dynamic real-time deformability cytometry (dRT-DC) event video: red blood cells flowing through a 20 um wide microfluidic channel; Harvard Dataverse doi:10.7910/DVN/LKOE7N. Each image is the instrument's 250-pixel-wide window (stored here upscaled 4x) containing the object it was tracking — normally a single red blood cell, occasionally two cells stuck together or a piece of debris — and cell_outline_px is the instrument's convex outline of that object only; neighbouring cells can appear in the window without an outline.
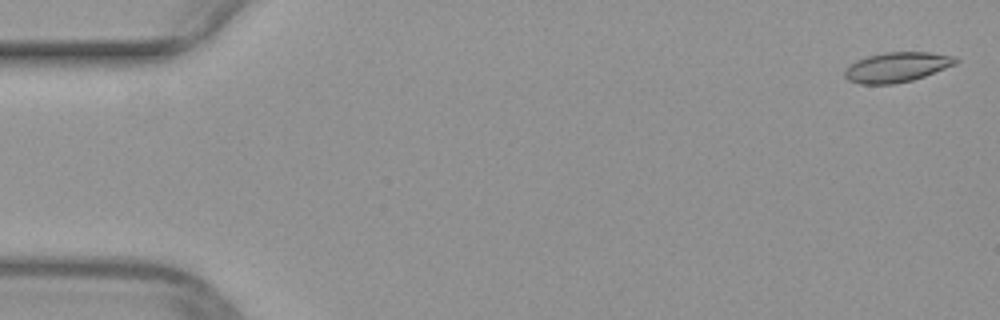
{"species": "common noctule bat (a hibernating species)", "species_latin": "Nyctalus noctula", "temperature_condition": "warm", "stored_images_in_passage": 9, "camera_frame_rate_fps": 3000, "um_per_image_px": 0.085, "animal": {"sex": "female", "body_mass_g": 29.2, "forearm_length_mm": 56.3}, "frame": {"image": 1, "passage_image": 1, "time_ms": 0.0, "image_size_px": [1000, 320], "cell_outline_px": [[960, 60], [956, 64], [924, 76], [912, 80], [892, 84], [860, 84], [848, 80], [844, 76], [844, 68], [856, 60], [868, 56], [884, 52], [928, 52], [956, 56]], "centroid_in_image_um": [76.22, 5.7], "position_along_channel_um": 8.8, "area_um2": 19.42}}